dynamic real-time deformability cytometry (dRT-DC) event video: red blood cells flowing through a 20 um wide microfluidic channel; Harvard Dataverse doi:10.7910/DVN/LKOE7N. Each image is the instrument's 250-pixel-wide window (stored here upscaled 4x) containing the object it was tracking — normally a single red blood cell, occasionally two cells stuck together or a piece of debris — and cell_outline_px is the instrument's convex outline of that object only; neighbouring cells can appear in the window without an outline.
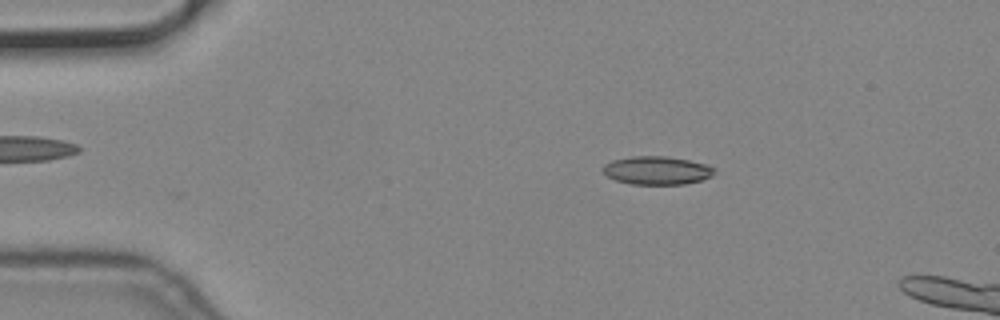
{"species": "common noctule bat (a hibernating species)", "species_latin": "Nyctalus noctula", "temperature_condition": "cold", "stored_images_in_passage": 40, "camera_frame_rate_fps": 3000, "um_per_image_px": 0.085, "animal": {"sex": "male", "body_mass_g": 19.2, "forearm_length_mm": 51.8}, "frame": {"image": 1, "passage_image": 6, "time_ms": 1.667, "image_size_px": [1000, 320], "cell_outline_px": [[716, 168], [712, 176], [700, 180], [684, 184], [628, 184], [616, 180], [608, 176], [600, 168], [604, 164], [612, 160], [632, 156], [664, 156], [688, 160], [708, 164]], "centroid_in_image_um": [55.83, 14.48], "position_along_channel_um": 29.2, "area_um2": 18.44}}
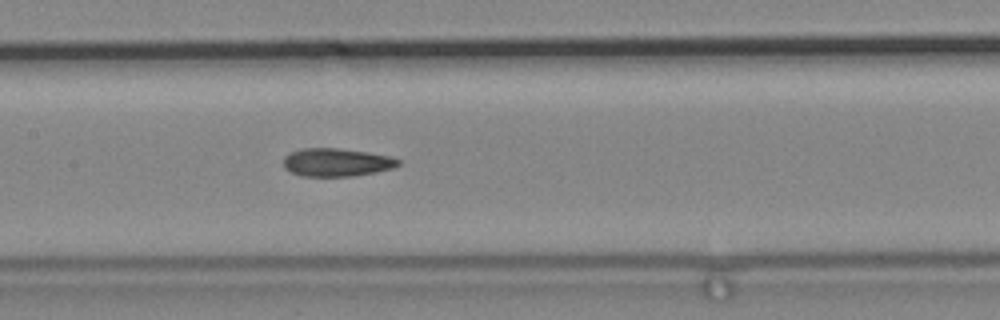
{"frame": {"image": 2, "passage_image": 23, "time_ms": 7.333, "image_size_px": [1000, 320], "cell_outline_px": [[400, 164], [392, 168], [376, 172], [352, 176], [304, 176], [292, 172], [284, 168], [284, 156], [292, 152], [304, 148], [340, 148], [368, 152], [392, 156], [400, 160]], "centroid_in_image_um": [28.64, 13.79], "position_along_channel_um": 178.8, "area_um2": 18.79}}
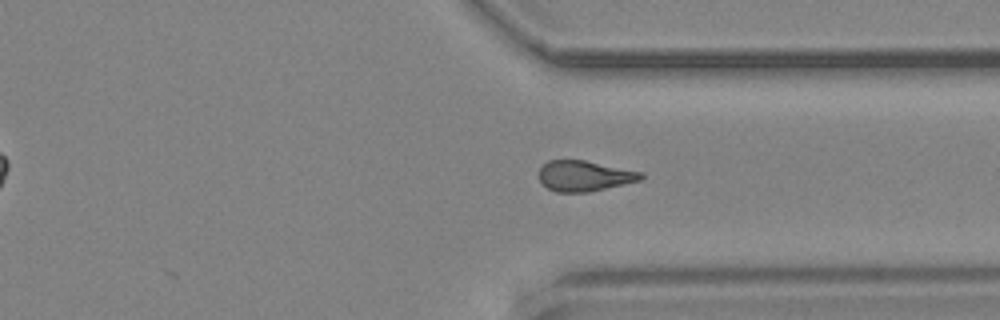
{"frame": {"image": 3, "passage_image": 38, "time_ms": 12.333, "image_size_px": [1000, 320], "cell_outline_px": [[644, 176], [640, 180], [624, 184], [588, 192], [556, 192], [548, 188], [540, 180], [540, 168], [548, 160], [584, 160], [644, 172]], "centroid_in_image_um": [49.7, 14.95], "position_along_channel_um": 361.7, "area_um2": 18.03}}